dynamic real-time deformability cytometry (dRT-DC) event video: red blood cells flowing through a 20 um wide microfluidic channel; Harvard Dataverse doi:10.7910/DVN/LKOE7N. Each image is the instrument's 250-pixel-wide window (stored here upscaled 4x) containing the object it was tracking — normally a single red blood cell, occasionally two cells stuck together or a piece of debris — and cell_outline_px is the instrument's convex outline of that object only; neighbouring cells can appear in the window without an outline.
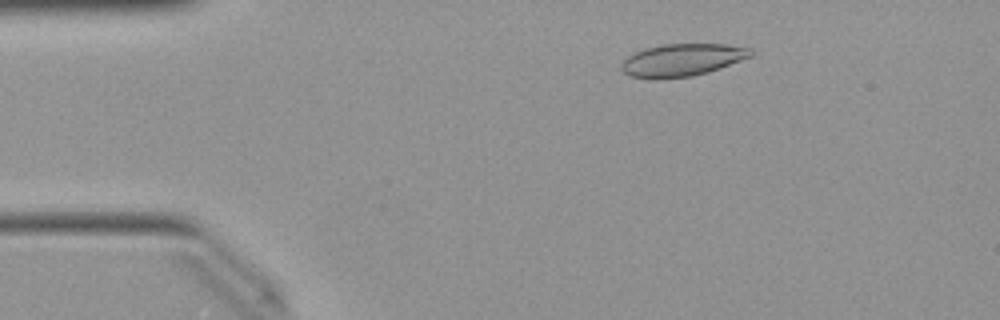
{"species": "Egyptian fruit bat (a non-hibernating species)", "species_latin": "Rousettus aegyptiacus", "temperature_condition": "warm", "stored_images_in_passage": 50, "camera_frame_rate_fps": 3000, "um_per_image_px": 0.085, "animal": {"sex": "female"}, "frame": {"image": 1, "passage_image": 8, "time_ms": 2.333, "image_size_px": [1000, 320], "cell_outline_px": [[756, 52], [752, 56], [720, 68], [708, 72], [692, 76], [632, 76], [624, 72], [620, 68], [620, 64], [628, 56], [644, 48], [664, 44], [728, 44], [752, 48]], "centroid_in_image_um": [58.07, 5.05], "position_along_channel_um": 26.9, "area_um2": 23.87}}
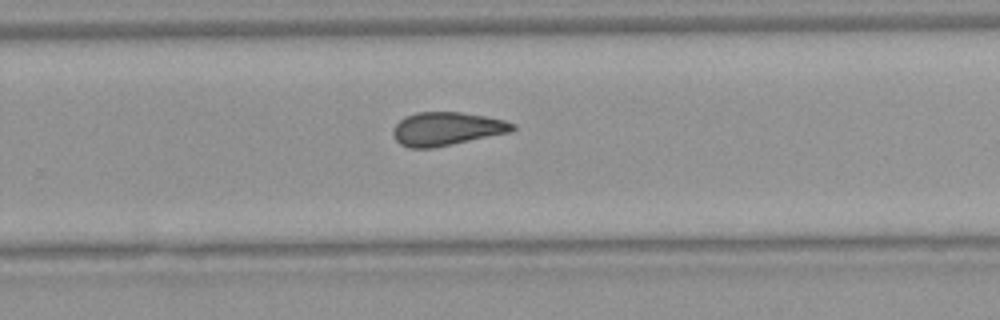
{"frame": {"image": 2, "passage_image": 32, "time_ms": 10.333, "image_size_px": [1000, 320], "cell_outline_px": [[516, 128], [508, 132], [452, 144], [432, 148], [408, 148], [400, 144], [392, 136], [392, 128], [404, 116], [416, 112], [460, 112], [484, 116], [504, 120], [516, 124]], "centroid_in_image_um": [37.9, 10.94], "position_along_channel_um": 291.9, "area_um2": 23.18}}
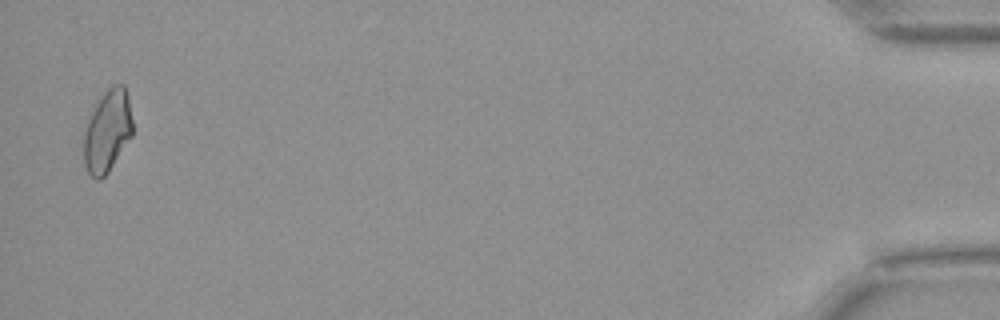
{"frame": {"image": 3, "passage_image": 49, "time_ms": 16.0, "image_size_px": [1000, 320], "cell_outline_px": [[132, 136], [108, 172], [100, 180], [96, 180], [88, 172], [84, 164], [84, 132], [88, 120], [100, 96], [112, 84], [124, 84], [128, 96], [132, 120]], "centroid_in_image_um": [9.13, 11.13], "position_along_channel_um": 426.1, "area_um2": 23.29}, "authors_computed_cell_mechanics": {"area_um2": 23.5535, "velocity_mm_per_s": 4.033, "shape_relaxation_time_tau1_ms": null, "shape_relaxation_time_tau2_ms": 3.5729, "deformation_change_tau1": null, "deformation_change_tau2": 0.0898}}